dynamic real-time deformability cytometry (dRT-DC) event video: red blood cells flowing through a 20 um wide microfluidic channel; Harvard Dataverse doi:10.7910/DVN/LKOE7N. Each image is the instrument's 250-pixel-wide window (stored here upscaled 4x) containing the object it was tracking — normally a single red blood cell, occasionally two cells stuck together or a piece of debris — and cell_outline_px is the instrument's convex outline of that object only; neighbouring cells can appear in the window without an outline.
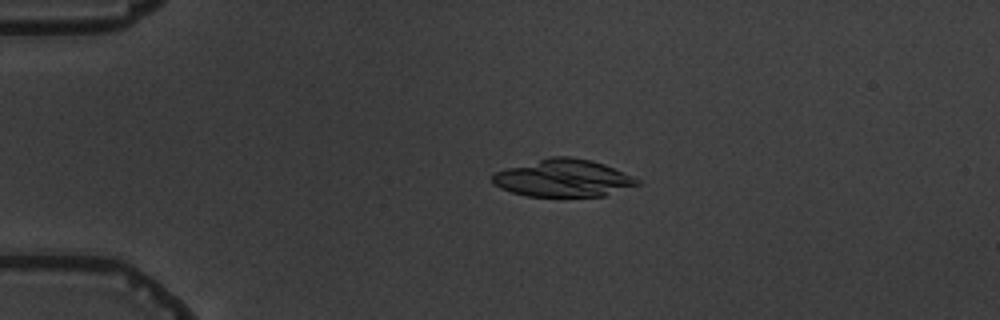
{"species": "common noctule bat (a hibernating species)", "species_latin": "Nyctalus noctula", "temperature_condition": "warm", "stored_images_in_passage": 5, "camera_frame_rate_fps": 3000, "um_per_image_px": 0.085, "animal": {"sex": "male", "body_mass_g": 19.5, "forearm_length_mm": 54.6}, "frame": {"image": 1, "passage_image": 4, "time_ms": 3.667, "image_size_px": [1000, 320], "cell_outline_px": [[640, 184], [604, 196], [528, 196], [512, 192], [500, 188], [492, 184], [492, 176], [496, 172], [508, 168], [552, 156], [572, 156], [592, 160], [604, 164], [632, 176], [640, 180]], "centroid_in_image_um": [47.89, 15.14], "position_along_channel_um": 37.1, "area_um2": 31.33}}